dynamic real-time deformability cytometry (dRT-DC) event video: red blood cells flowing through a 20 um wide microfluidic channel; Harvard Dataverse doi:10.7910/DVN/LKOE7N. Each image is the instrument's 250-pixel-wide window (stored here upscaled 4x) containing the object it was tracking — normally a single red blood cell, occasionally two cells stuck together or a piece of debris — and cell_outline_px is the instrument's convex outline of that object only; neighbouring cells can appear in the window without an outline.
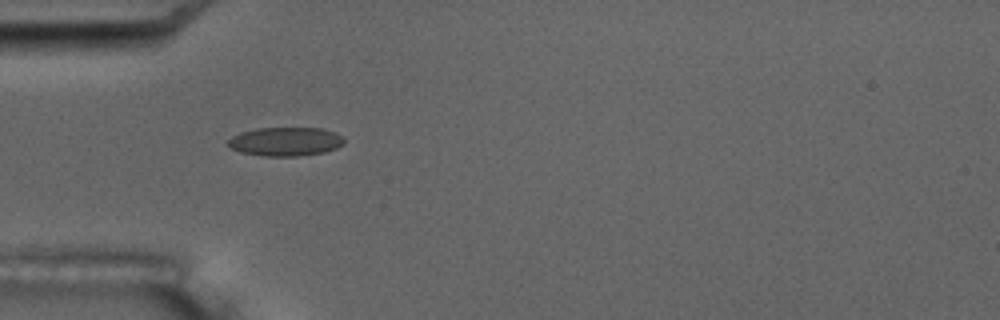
{"species": "common noctule bat (a hibernating species)", "species_latin": "Nyctalus noctula", "temperature_condition": "room temperature", "stored_images_in_passage": 6, "camera_frame_rate_fps": 3000, "um_per_image_px": 0.085, "animal": {"sex": "male", "body_mass_g": 17.5, "forearm_length_mm": 52.3}, "frame": {"image": 1, "passage_image": 5, "time_ms": 5.333, "image_size_px": [1000, 320], "cell_outline_px": [[344, 144], [336, 148], [324, 152], [296, 156], [264, 156], [240, 152], [232, 148], [228, 144], [228, 140], [232, 136], [240, 132], [256, 128], [320, 128], [336, 132], [344, 136]], "centroid_in_image_um": [24.29, 12.02], "position_along_channel_um": 60.7, "area_um2": 19.54}}